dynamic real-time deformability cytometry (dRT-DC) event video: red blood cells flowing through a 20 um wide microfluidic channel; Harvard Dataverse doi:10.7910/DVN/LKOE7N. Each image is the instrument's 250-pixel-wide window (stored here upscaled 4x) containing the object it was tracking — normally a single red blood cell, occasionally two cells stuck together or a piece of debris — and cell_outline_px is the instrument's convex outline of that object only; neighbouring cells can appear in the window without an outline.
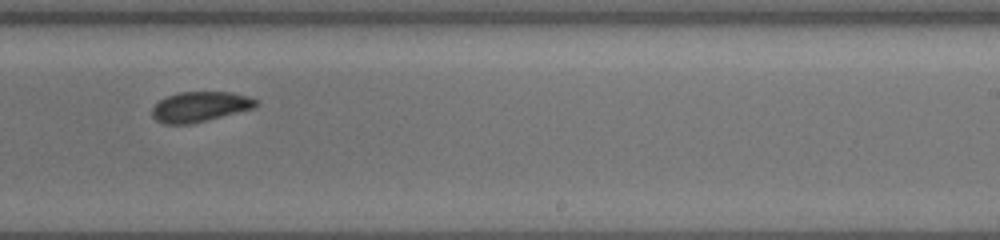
{"species": "common noctule bat (a hibernating species)", "species_latin": "Nyctalus noctula", "temperature_condition": "cold", "stored_images_in_passage": 13, "camera_frame_rate_fps": 3000, "um_per_image_px": 0.085, "animal": {"sex": "female", "body_mass_g": 19.5, "forearm_length_mm": 54.1}, "frame": {"image": 1, "passage_image": 8, "time_ms": 7.667, "image_size_px": [1000, 240], "cell_outline_px": [[260, 104], [256, 108], [188, 124], [164, 124], [156, 120], [152, 116], [152, 108], [160, 100], [168, 96], [180, 92], [232, 92], [248, 96], [260, 100]], "centroid_in_image_um": [17.05, 9.06], "position_along_channel_um": 271.9, "area_um2": 18.26}}
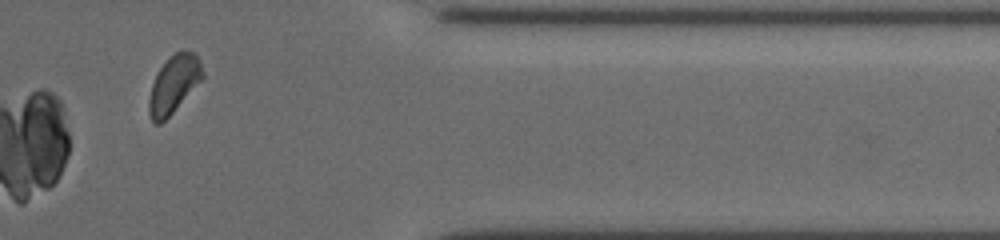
{"frame": {"image": 2, "passage_image": 11, "time_ms": 11.333, "image_size_px": [1000, 240], "cell_outline_px": [[204, 76], [172, 112], [160, 124], [156, 124], [152, 120], [148, 112], [148, 100], [152, 84], [160, 68], [176, 52], [192, 52], [200, 60], [204, 72]], "centroid_in_image_um": [14.76, 7.18], "position_along_channel_um": 396.6, "area_um2": 17.28}}
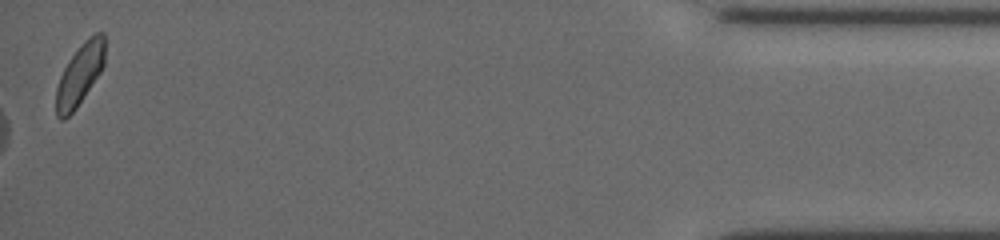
{"frame": {"image": 3, "passage_image": 13, "time_ms": 13.667, "image_size_px": [1000, 240], "cell_outline_px": [[104, 64], [100, 72], [76, 108], [64, 120], [60, 120], [56, 116], [56, 88], [60, 76], [68, 60], [84, 40], [96, 32], [104, 32]], "centroid_in_image_um": [6.76, 6.33], "position_along_channel_um": 428.4, "area_um2": 17.28}}